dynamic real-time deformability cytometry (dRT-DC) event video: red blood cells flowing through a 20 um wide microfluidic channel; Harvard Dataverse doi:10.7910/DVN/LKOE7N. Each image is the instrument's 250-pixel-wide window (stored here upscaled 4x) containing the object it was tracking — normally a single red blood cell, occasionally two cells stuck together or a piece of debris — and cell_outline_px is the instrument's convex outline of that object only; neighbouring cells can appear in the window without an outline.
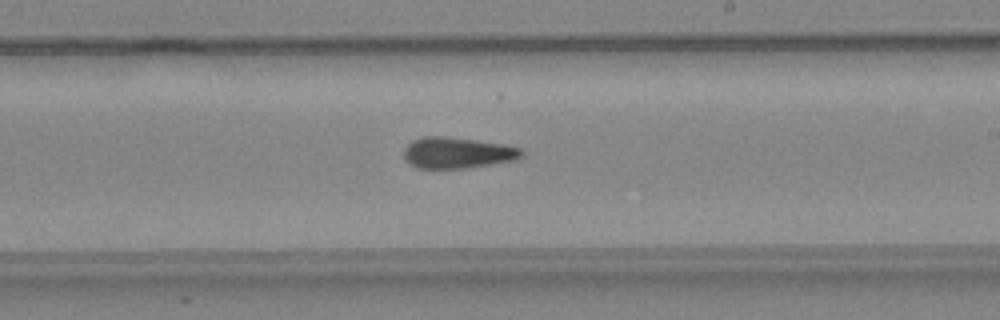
{"species": "common noctule bat (a hibernating species)", "species_latin": "Nyctalus noctula", "temperature_condition": "warm", "stored_images_in_passage": 36, "camera_frame_rate_fps": 3000, "um_per_image_px": 0.085, "animal": {"sex": "female", "body_mass_g": 24.6, "forearm_length_mm": 56.2}, "frame": {"image": 1, "passage_image": 26, "time_ms": 8.333, "image_size_px": [1000, 320], "cell_outline_px": [[524, 156], [512, 160], [492, 164], [464, 168], [416, 168], [408, 164], [404, 160], [404, 148], [412, 140], [424, 136], [444, 136], [476, 140], [504, 144], [520, 148], [524, 152]], "centroid_in_image_um": [38.84, 12.98], "position_along_channel_um": 250.2, "area_um2": 21.44}}